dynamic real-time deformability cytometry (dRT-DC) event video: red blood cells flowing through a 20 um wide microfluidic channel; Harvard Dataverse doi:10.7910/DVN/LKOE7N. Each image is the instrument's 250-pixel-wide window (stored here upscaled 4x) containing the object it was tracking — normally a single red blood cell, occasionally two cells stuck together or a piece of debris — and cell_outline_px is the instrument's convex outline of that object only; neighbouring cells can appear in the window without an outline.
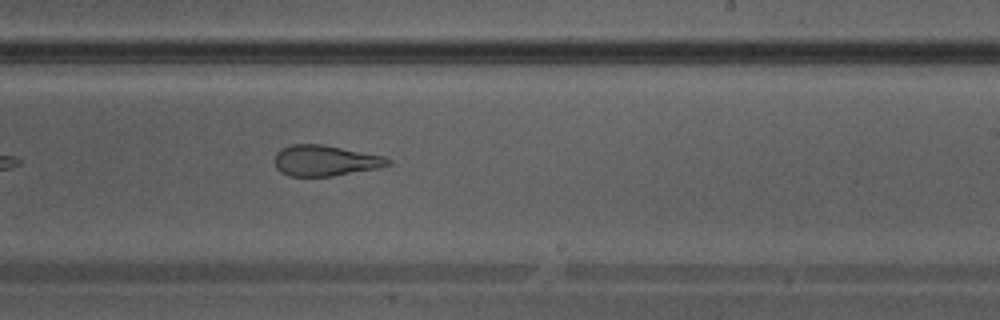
{"species": "Egyptian fruit bat (a non-hibernating species)", "species_latin": "Rousettus aegyptiacus", "temperature_condition": "warm", "stored_images_in_passage": 28, "camera_frame_rate_fps": 3000, "um_per_image_px": 0.085, "animal": {"sex": "male"}, "frame": {"image": 1, "passage_image": 13, "time_ms": 4.0, "image_size_px": [1000, 320], "cell_outline_px": [[392, 164], [380, 168], [332, 176], [288, 176], [280, 172], [276, 168], [272, 160], [276, 152], [280, 148], [292, 144], [324, 144], [384, 156], [392, 160]], "centroid_in_image_um": [27.62, 13.65], "position_along_channel_um": 261.4, "area_um2": 20.75}}